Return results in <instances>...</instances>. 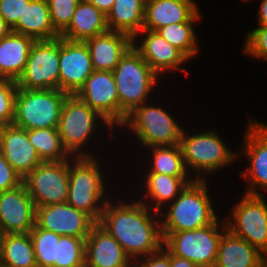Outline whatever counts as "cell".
<instances>
[{"label":"cell","mask_w":267,"mask_h":267,"mask_svg":"<svg viewBox=\"0 0 267 267\" xmlns=\"http://www.w3.org/2000/svg\"><path fill=\"white\" fill-rule=\"evenodd\" d=\"M236 204L231 208L232 218L225 219L227 229L267 258V204L264 196L245 193Z\"/></svg>","instance_id":"10"},{"label":"cell","mask_w":267,"mask_h":267,"mask_svg":"<svg viewBox=\"0 0 267 267\" xmlns=\"http://www.w3.org/2000/svg\"><path fill=\"white\" fill-rule=\"evenodd\" d=\"M145 34H144V33ZM142 35L140 44L138 36ZM138 42V43H137ZM133 47L141 54L142 58L161 77L167 71H186L182 68L189 59L177 48L167 42L157 31L142 29L133 38Z\"/></svg>","instance_id":"18"},{"label":"cell","mask_w":267,"mask_h":267,"mask_svg":"<svg viewBox=\"0 0 267 267\" xmlns=\"http://www.w3.org/2000/svg\"><path fill=\"white\" fill-rule=\"evenodd\" d=\"M17 90L16 81L0 78V126L10 125L14 121Z\"/></svg>","instance_id":"36"},{"label":"cell","mask_w":267,"mask_h":267,"mask_svg":"<svg viewBox=\"0 0 267 267\" xmlns=\"http://www.w3.org/2000/svg\"><path fill=\"white\" fill-rule=\"evenodd\" d=\"M0 152L22 179L43 163L27 130L13 124L0 126Z\"/></svg>","instance_id":"19"},{"label":"cell","mask_w":267,"mask_h":267,"mask_svg":"<svg viewBox=\"0 0 267 267\" xmlns=\"http://www.w3.org/2000/svg\"><path fill=\"white\" fill-rule=\"evenodd\" d=\"M37 267H54L55 233L37 227L29 232Z\"/></svg>","instance_id":"34"},{"label":"cell","mask_w":267,"mask_h":267,"mask_svg":"<svg viewBox=\"0 0 267 267\" xmlns=\"http://www.w3.org/2000/svg\"><path fill=\"white\" fill-rule=\"evenodd\" d=\"M258 10V25L267 26V0H261Z\"/></svg>","instance_id":"43"},{"label":"cell","mask_w":267,"mask_h":267,"mask_svg":"<svg viewBox=\"0 0 267 267\" xmlns=\"http://www.w3.org/2000/svg\"><path fill=\"white\" fill-rule=\"evenodd\" d=\"M146 0H115L106 15L108 29L134 38L143 28Z\"/></svg>","instance_id":"28"},{"label":"cell","mask_w":267,"mask_h":267,"mask_svg":"<svg viewBox=\"0 0 267 267\" xmlns=\"http://www.w3.org/2000/svg\"><path fill=\"white\" fill-rule=\"evenodd\" d=\"M137 259L133 261V267H170V252L164 246L157 252Z\"/></svg>","instance_id":"40"},{"label":"cell","mask_w":267,"mask_h":267,"mask_svg":"<svg viewBox=\"0 0 267 267\" xmlns=\"http://www.w3.org/2000/svg\"><path fill=\"white\" fill-rule=\"evenodd\" d=\"M119 95V127L136 107L146 103L159 85V75L132 46L112 71Z\"/></svg>","instance_id":"3"},{"label":"cell","mask_w":267,"mask_h":267,"mask_svg":"<svg viewBox=\"0 0 267 267\" xmlns=\"http://www.w3.org/2000/svg\"><path fill=\"white\" fill-rule=\"evenodd\" d=\"M101 121L109 130L113 131L114 127L76 95L66 97L57 129L63 147L70 156H94L93 153L84 151L82 147H85L86 143H89L88 140L92 139L90 137L94 136L93 132L98 126L97 123H101Z\"/></svg>","instance_id":"7"},{"label":"cell","mask_w":267,"mask_h":267,"mask_svg":"<svg viewBox=\"0 0 267 267\" xmlns=\"http://www.w3.org/2000/svg\"><path fill=\"white\" fill-rule=\"evenodd\" d=\"M97 159L93 156H73L69 159L67 199L68 204L89 215L96 223L101 218L105 204L110 200L105 197L106 180Z\"/></svg>","instance_id":"4"},{"label":"cell","mask_w":267,"mask_h":267,"mask_svg":"<svg viewBox=\"0 0 267 267\" xmlns=\"http://www.w3.org/2000/svg\"><path fill=\"white\" fill-rule=\"evenodd\" d=\"M79 1L80 0H47L52 25L59 34L68 27Z\"/></svg>","instance_id":"35"},{"label":"cell","mask_w":267,"mask_h":267,"mask_svg":"<svg viewBox=\"0 0 267 267\" xmlns=\"http://www.w3.org/2000/svg\"><path fill=\"white\" fill-rule=\"evenodd\" d=\"M17 86L22 89H59V37L34 42Z\"/></svg>","instance_id":"12"},{"label":"cell","mask_w":267,"mask_h":267,"mask_svg":"<svg viewBox=\"0 0 267 267\" xmlns=\"http://www.w3.org/2000/svg\"><path fill=\"white\" fill-rule=\"evenodd\" d=\"M3 267H37L30 233L1 234Z\"/></svg>","instance_id":"29"},{"label":"cell","mask_w":267,"mask_h":267,"mask_svg":"<svg viewBox=\"0 0 267 267\" xmlns=\"http://www.w3.org/2000/svg\"><path fill=\"white\" fill-rule=\"evenodd\" d=\"M106 15L86 0H80L68 27L60 37L71 41H85L107 32Z\"/></svg>","instance_id":"26"},{"label":"cell","mask_w":267,"mask_h":267,"mask_svg":"<svg viewBox=\"0 0 267 267\" xmlns=\"http://www.w3.org/2000/svg\"><path fill=\"white\" fill-rule=\"evenodd\" d=\"M152 151L151 166L147 172L166 174L175 177H193L189 176L184 161L180 145L175 146H155L147 147Z\"/></svg>","instance_id":"31"},{"label":"cell","mask_w":267,"mask_h":267,"mask_svg":"<svg viewBox=\"0 0 267 267\" xmlns=\"http://www.w3.org/2000/svg\"><path fill=\"white\" fill-rule=\"evenodd\" d=\"M219 221L222 220L217 218L202 228L162 234L163 246L172 255L190 260L200 267H214L222 233L227 229L225 220L221 222L222 227Z\"/></svg>","instance_id":"9"},{"label":"cell","mask_w":267,"mask_h":267,"mask_svg":"<svg viewBox=\"0 0 267 267\" xmlns=\"http://www.w3.org/2000/svg\"><path fill=\"white\" fill-rule=\"evenodd\" d=\"M94 72L85 41H71L59 36V89L75 95Z\"/></svg>","instance_id":"14"},{"label":"cell","mask_w":267,"mask_h":267,"mask_svg":"<svg viewBox=\"0 0 267 267\" xmlns=\"http://www.w3.org/2000/svg\"><path fill=\"white\" fill-rule=\"evenodd\" d=\"M35 41L32 37L14 32L0 39V78L17 82L25 70Z\"/></svg>","instance_id":"23"},{"label":"cell","mask_w":267,"mask_h":267,"mask_svg":"<svg viewBox=\"0 0 267 267\" xmlns=\"http://www.w3.org/2000/svg\"><path fill=\"white\" fill-rule=\"evenodd\" d=\"M201 16L194 0H146L142 29L157 31L170 24L197 22Z\"/></svg>","instance_id":"21"},{"label":"cell","mask_w":267,"mask_h":267,"mask_svg":"<svg viewBox=\"0 0 267 267\" xmlns=\"http://www.w3.org/2000/svg\"><path fill=\"white\" fill-rule=\"evenodd\" d=\"M222 139L213 129L191 135L183 128L180 147L184 165L189 174H193L191 171L198 172L196 179L204 180L208 173L210 175V173L219 172L239 158L238 152L231 151Z\"/></svg>","instance_id":"5"},{"label":"cell","mask_w":267,"mask_h":267,"mask_svg":"<svg viewBox=\"0 0 267 267\" xmlns=\"http://www.w3.org/2000/svg\"><path fill=\"white\" fill-rule=\"evenodd\" d=\"M93 4L97 9L102 11L105 15L111 10L115 0H86Z\"/></svg>","instance_id":"42"},{"label":"cell","mask_w":267,"mask_h":267,"mask_svg":"<svg viewBox=\"0 0 267 267\" xmlns=\"http://www.w3.org/2000/svg\"><path fill=\"white\" fill-rule=\"evenodd\" d=\"M94 70L113 71L133 46V38L122 32L108 30L85 40Z\"/></svg>","instance_id":"22"},{"label":"cell","mask_w":267,"mask_h":267,"mask_svg":"<svg viewBox=\"0 0 267 267\" xmlns=\"http://www.w3.org/2000/svg\"><path fill=\"white\" fill-rule=\"evenodd\" d=\"M244 133V145L241 149L249 160L248 169L241 172L247 179L246 194L261 195L259 190L267 192V124L251 120Z\"/></svg>","instance_id":"13"},{"label":"cell","mask_w":267,"mask_h":267,"mask_svg":"<svg viewBox=\"0 0 267 267\" xmlns=\"http://www.w3.org/2000/svg\"><path fill=\"white\" fill-rule=\"evenodd\" d=\"M258 267H267V258Z\"/></svg>","instance_id":"46"},{"label":"cell","mask_w":267,"mask_h":267,"mask_svg":"<svg viewBox=\"0 0 267 267\" xmlns=\"http://www.w3.org/2000/svg\"><path fill=\"white\" fill-rule=\"evenodd\" d=\"M85 267H133L121 245L98 223L85 241Z\"/></svg>","instance_id":"20"},{"label":"cell","mask_w":267,"mask_h":267,"mask_svg":"<svg viewBox=\"0 0 267 267\" xmlns=\"http://www.w3.org/2000/svg\"><path fill=\"white\" fill-rule=\"evenodd\" d=\"M30 0H0V15L5 22L13 28L22 17L25 5Z\"/></svg>","instance_id":"38"},{"label":"cell","mask_w":267,"mask_h":267,"mask_svg":"<svg viewBox=\"0 0 267 267\" xmlns=\"http://www.w3.org/2000/svg\"><path fill=\"white\" fill-rule=\"evenodd\" d=\"M75 95L112 127L119 126V95L112 71L94 70Z\"/></svg>","instance_id":"16"},{"label":"cell","mask_w":267,"mask_h":267,"mask_svg":"<svg viewBox=\"0 0 267 267\" xmlns=\"http://www.w3.org/2000/svg\"><path fill=\"white\" fill-rule=\"evenodd\" d=\"M170 267H200L197 264L185 258L172 255L170 253Z\"/></svg>","instance_id":"41"},{"label":"cell","mask_w":267,"mask_h":267,"mask_svg":"<svg viewBox=\"0 0 267 267\" xmlns=\"http://www.w3.org/2000/svg\"><path fill=\"white\" fill-rule=\"evenodd\" d=\"M113 204L109 200L98 224L104 228L134 261L159 251L163 247L160 214L141 200ZM154 214V215H153ZM156 214V215H155ZM158 218H157V217ZM157 218V219H156Z\"/></svg>","instance_id":"1"},{"label":"cell","mask_w":267,"mask_h":267,"mask_svg":"<svg viewBox=\"0 0 267 267\" xmlns=\"http://www.w3.org/2000/svg\"><path fill=\"white\" fill-rule=\"evenodd\" d=\"M0 267H3V261H2V240H1V234H0Z\"/></svg>","instance_id":"45"},{"label":"cell","mask_w":267,"mask_h":267,"mask_svg":"<svg viewBox=\"0 0 267 267\" xmlns=\"http://www.w3.org/2000/svg\"><path fill=\"white\" fill-rule=\"evenodd\" d=\"M12 32V28L5 22V19L0 15V39L9 35Z\"/></svg>","instance_id":"44"},{"label":"cell","mask_w":267,"mask_h":267,"mask_svg":"<svg viewBox=\"0 0 267 267\" xmlns=\"http://www.w3.org/2000/svg\"><path fill=\"white\" fill-rule=\"evenodd\" d=\"M23 183L36 207L67 202L69 160L43 162L23 179Z\"/></svg>","instance_id":"11"},{"label":"cell","mask_w":267,"mask_h":267,"mask_svg":"<svg viewBox=\"0 0 267 267\" xmlns=\"http://www.w3.org/2000/svg\"><path fill=\"white\" fill-rule=\"evenodd\" d=\"M12 32L32 37L36 41L53 40L60 36L52 25L47 0H30Z\"/></svg>","instance_id":"25"},{"label":"cell","mask_w":267,"mask_h":267,"mask_svg":"<svg viewBox=\"0 0 267 267\" xmlns=\"http://www.w3.org/2000/svg\"><path fill=\"white\" fill-rule=\"evenodd\" d=\"M96 222L67 202L36 207L35 225L60 236L87 238Z\"/></svg>","instance_id":"15"},{"label":"cell","mask_w":267,"mask_h":267,"mask_svg":"<svg viewBox=\"0 0 267 267\" xmlns=\"http://www.w3.org/2000/svg\"><path fill=\"white\" fill-rule=\"evenodd\" d=\"M130 129L143 147L180 145L182 126L160 106L144 103L136 107L121 125ZM128 126V127H127Z\"/></svg>","instance_id":"8"},{"label":"cell","mask_w":267,"mask_h":267,"mask_svg":"<svg viewBox=\"0 0 267 267\" xmlns=\"http://www.w3.org/2000/svg\"><path fill=\"white\" fill-rule=\"evenodd\" d=\"M67 94L60 89H22L15 96L13 125L30 130L58 128Z\"/></svg>","instance_id":"6"},{"label":"cell","mask_w":267,"mask_h":267,"mask_svg":"<svg viewBox=\"0 0 267 267\" xmlns=\"http://www.w3.org/2000/svg\"><path fill=\"white\" fill-rule=\"evenodd\" d=\"M85 241L55 233L54 267H85Z\"/></svg>","instance_id":"33"},{"label":"cell","mask_w":267,"mask_h":267,"mask_svg":"<svg viewBox=\"0 0 267 267\" xmlns=\"http://www.w3.org/2000/svg\"><path fill=\"white\" fill-rule=\"evenodd\" d=\"M35 217L36 206L24 183L0 191V234L29 233Z\"/></svg>","instance_id":"17"},{"label":"cell","mask_w":267,"mask_h":267,"mask_svg":"<svg viewBox=\"0 0 267 267\" xmlns=\"http://www.w3.org/2000/svg\"><path fill=\"white\" fill-rule=\"evenodd\" d=\"M258 26L247 33L243 52L245 55L267 61V26Z\"/></svg>","instance_id":"37"},{"label":"cell","mask_w":267,"mask_h":267,"mask_svg":"<svg viewBox=\"0 0 267 267\" xmlns=\"http://www.w3.org/2000/svg\"><path fill=\"white\" fill-rule=\"evenodd\" d=\"M23 183L21 176L0 152V191L11 190Z\"/></svg>","instance_id":"39"},{"label":"cell","mask_w":267,"mask_h":267,"mask_svg":"<svg viewBox=\"0 0 267 267\" xmlns=\"http://www.w3.org/2000/svg\"><path fill=\"white\" fill-rule=\"evenodd\" d=\"M144 177L146 178L143 184L146 187L145 198L149 200L151 198L152 201H150L151 204L146 199L141 202L146 203L145 205L158 213L162 210L161 208H165L168 203L173 202L194 180L193 177H175L159 173H147Z\"/></svg>","instance_id":"27"},{"label":"cell","mask_w":267,"mask_h":267,"mask_svg":"<svg viewBox=\"0 0 267 267\" xmlns=\"http://www.w3.org/2000/svg\"><path fill=\"white\" fill-rule=\"evenodd\" d=\"M27 133L43 162H61L71 158L63 147L57 128L30 129Z\"/></svg>","instance_id":"30"},{"label":"cell","mask_w":267,"mask_h":267,"mask_svg":"<svg viewBox=\"0 0 267 267\" xmlns=\"http://www.w3.org/2000/svg\"><path fill=\"white\" fill-rule=\"evenodd\" d=\"M266 257L228 229L222 233L214 267H258Z\"/></svg>","instance_id":"24"},{"label":"cell","mask_w":267,"mask_h":267,"mask_svg":"<svg viewBox=\"0 0 267 267\" xmlns=\"http://www.w3.org/2000/svg\"><path fill=\"white\" fill-rule=\"evenodd\" d=\"M195 23L197 22L170 24L159 28L157 32L191 60L199 50L196 32L194 31Z\"/></svg>","instance_id":"32"},{"label":"cell","mask_w":267,"mask_h":267,"mask_svg":"<svg viewBox=\"0 0 267 267\" xmlns=\"http://www.w3.org/2000/svg\"><path fill=\"white\" fill-rule=\"evenodd\" d=\"M206 180L194 179L167 205V211H160L162 234L202 228L219 218L209 197Z\"/></svg>","instance_id":"2"}]
</instances>
